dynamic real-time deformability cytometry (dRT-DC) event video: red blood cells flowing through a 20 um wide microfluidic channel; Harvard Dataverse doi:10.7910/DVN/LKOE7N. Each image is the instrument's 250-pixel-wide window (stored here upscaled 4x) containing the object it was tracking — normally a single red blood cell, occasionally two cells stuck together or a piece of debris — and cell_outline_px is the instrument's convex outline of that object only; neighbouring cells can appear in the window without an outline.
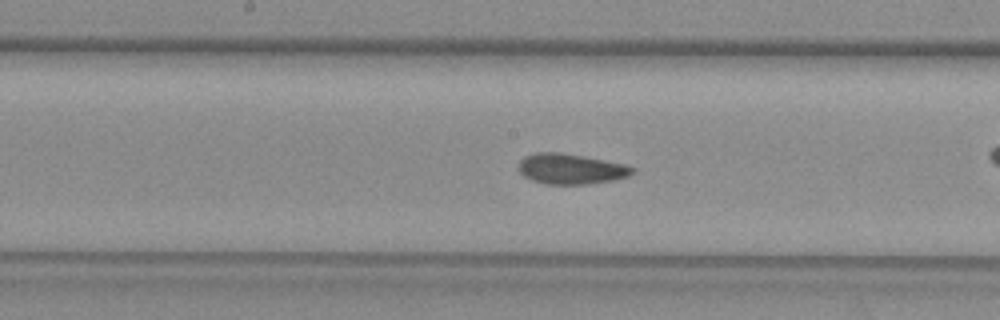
{"species": "common noctule bat (a hibernating species)", "species_latin": "Nyctalus noctula", "temperature_condition": "warm", "stored_images_in_passage": 33, "camera_frame_rate_fps": 3000, "um_per_image_px": 0.085, "animal": {"sex": "female", "body_mass_g": 29.2, "forearm_length_mm": 56.3}, "frame": {"image": 1, "passage_image": 19, "time_ms": 6.0, "image_size_px": [1000, 320], "cell_outline_px": [[636, 172], [628, 176], [612, 180], [584, 184], [548, 184], [532, 180], [524, 176], [520, 172], [520, 160], [524, 156], [536, 152], [560, 152], [584, 156], [624, 164], [636, 168]], "centroid_in_image_um": [48.54, 14.35], "position_along_channel_um": 199.7, "area_um2": 20.06}}
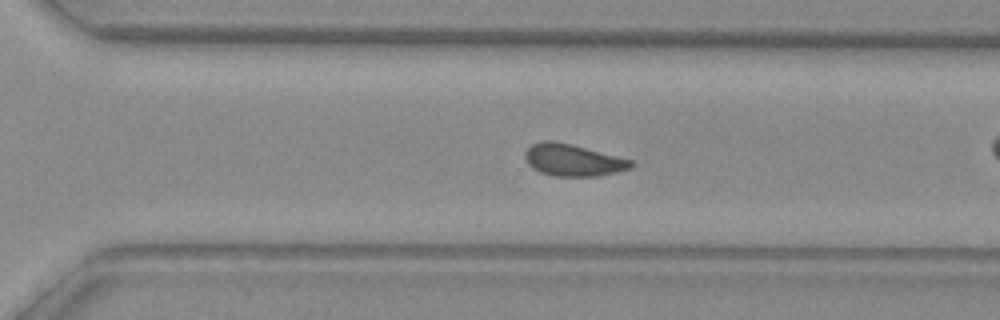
{"frame": {"image": 2, "passage_image": 28, "time_ms": 9.0, "image_size_px": [1000, 320], "cell_outline_px": [[636, 164], [632, 168], [616, 172], [596, 176], [552, 176], [540, 172], [532, 168], [528, 164], [524, 156], [524, 152], [532, 144], [540, 140], [552, 140], [572, 144], [632, 160]], "centroid_in_image_um": [48.69, 13.6], "position_along_channel_um": 321.9, "area_um2": 19.88}}